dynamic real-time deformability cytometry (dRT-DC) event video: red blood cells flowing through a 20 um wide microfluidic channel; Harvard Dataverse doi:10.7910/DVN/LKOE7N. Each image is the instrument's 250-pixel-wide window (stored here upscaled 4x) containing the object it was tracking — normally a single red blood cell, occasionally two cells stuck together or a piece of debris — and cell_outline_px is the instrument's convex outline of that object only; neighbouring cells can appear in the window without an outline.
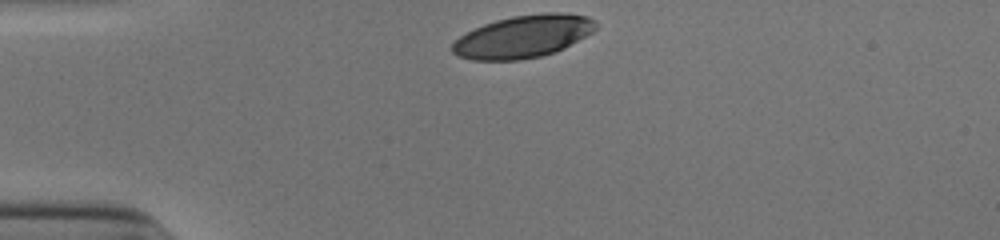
{"species": "human", "species_latin": "Homo sapiens", "temperature_condition": "cold", "stored_images_in_passage": 30, "camera_frame_rate_fps": 3000, "um_per_image_px": 0.085, "donor": {"sex": "male"}, "frame": {"image": 1, "passage_image": 1, "time_ms": 0.0, "image_size_px": [1000, 240], "cell_outline_px": [[596, 28], [592, 32], [564, 48], [556, 52], [540, 56], [520, 60], [472, 60], [460, 56], [452, 52], [452, 44], [460, 36], [484, 24], [496, 20], [512, 16], [544, 12], [560, 12], [588, 16], [596, 24]], "centroid_in_image_um": [44.48, 3.1], "position_along_channel_um": 40.5, "area_um2": 35.32}}
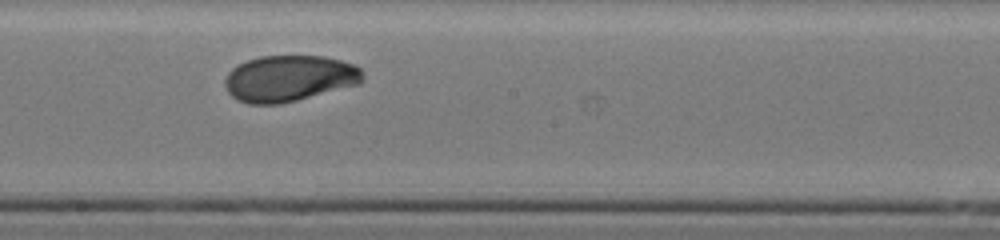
{"frame": {"image": 2, "passage_image": 18, "time_ms": 5.667, "image_size_px": [1000, 240], "cell_outline_px": [[364, 80], [360, 84], [280, 104], [248, 104], [236, 100], [228, 92], [224, 84], [224, 80], [228, 72], [232, 68], [248, 60], [260, 56], [324, 56], [356, 64], [360, 68], [364, 76]], "centroid_in_image_um": [24.59, 6.66], "position_along_channel_um": 223.6, "area_um2": 37.28}}
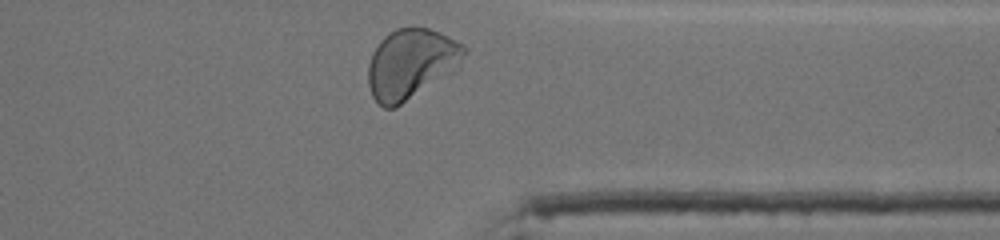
{"frame": {"image": 3, "passage_image": 30, "time_ms": 9.667, "image_size_px": [1000, 240], "cell_outline_px": [[468, 48], [460, 68], [396, 108], [384, 108], [372, 96], [368, 84], [368, 64], [372, 52], [380, 40], [384, 36], [396, 28], [412, 24], [428, 28], [440, 32], [464, 44]], "centroid_in_image_um": [34.97, 5.39], "position_along_channel_um": 376.4, "area_um2": 40.11}, "authors_computed_cell_mechanics": {"area_um2": 37.1654, "velocity_mm_per_s": 3.8836, "shape_relaxation_time_tau1_ms": 3.2438, "shape_relaxation_time_tau2_ms": 1.2054, "deformation_change_tau1": 0.1606, "deformation_change_tau2": 0.0413}}